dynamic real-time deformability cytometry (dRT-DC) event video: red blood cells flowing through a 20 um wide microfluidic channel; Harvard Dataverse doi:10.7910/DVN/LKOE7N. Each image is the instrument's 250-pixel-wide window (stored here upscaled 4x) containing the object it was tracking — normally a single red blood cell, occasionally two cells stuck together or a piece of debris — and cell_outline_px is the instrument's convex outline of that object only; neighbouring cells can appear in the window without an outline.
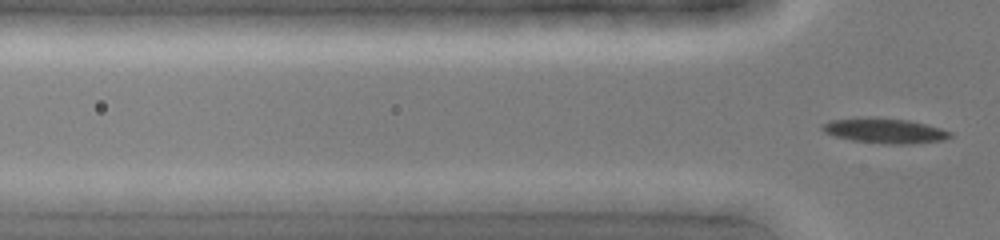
{"species": "common noctule bat (a hibernating species)", "species_latin": "Nyctalus noctula", "temperature_condition": "cold", "stored_images_in_passage": 11, "camera_frame_rate_fps": 3000, "um_per_image_px": 0.085, "animal": {"sex": "female", "body_mass_g": 19.0, "forearm_length_mm": 51.5}, "frame": {"image": 1, "passage_image": 11, "time_ms": 3.333, "image_size_px": [1000, 240], "cell_outline_px": [[952, 136], [944, 140], [912, 144], [884, 144], [852, 140], [836, 136], [824, 132], [820, 128], [820, 124], [832, 120], [872, 116], [908, 120], [940, 128], [952, 132]], "centroid_in_image_um": [75.19, 11.11], "position_along_channel_um": 50.6, "area_um2": 18.79}}